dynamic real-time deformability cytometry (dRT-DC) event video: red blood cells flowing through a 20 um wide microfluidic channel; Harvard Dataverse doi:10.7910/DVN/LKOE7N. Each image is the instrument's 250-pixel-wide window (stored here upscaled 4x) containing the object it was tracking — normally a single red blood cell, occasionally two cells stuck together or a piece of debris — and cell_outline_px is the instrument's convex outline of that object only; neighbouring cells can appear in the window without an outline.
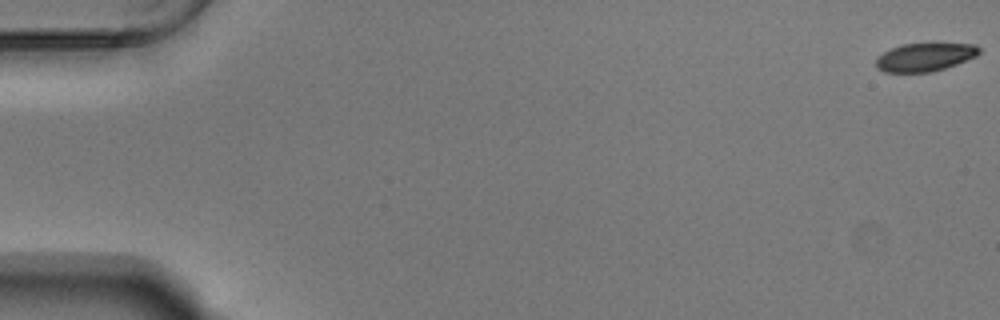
{"species": "Egyptian fruit bat (a non-hibernating species)", "species_latin": "Rousettus aegyptiacus", "temperature_condition": "warm", "stored_images_in_passage": 53, "camera_frame_rate_fps": 3000, "um_per_image_px": 0.085, "animal": {"sex": "male"}, "frame": {"image": 1, "passage_image": 1, "time_ms": 0.0, "image_size_px": [1000, 320], "cell_outline_px": [[980, 52], [976, 56], [956, 64], [932, 72], [884, 72], [876, 68], [876, 60], [884, 52], [892, 48], [904, 44], [932, 40], [936, 40], [976, 44], [980, 48]], "centroid_in_image_um": [78.68, 4.79], "position_along_channel_um": 6.3, "area_um2": 17.8}}
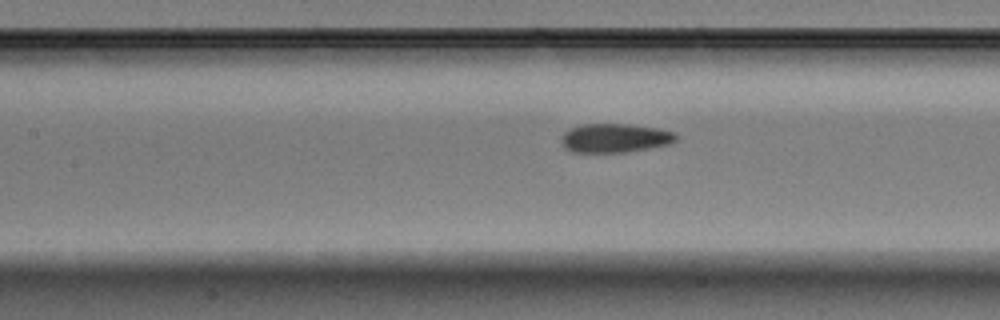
{"frame": {"image": 2, "passage_image": 26, "time_ms": 8.333, "image_size_px": [1000, 320], "cell_outline_px": [[676, 140], [668, 144], [648, 148], [624, 152], [572, 152], [564, 148], [560, 140], [564, 132], [572, 128], [584, 124], [628, 124], [656, 128], [676, 132]], "centroid_in_image_um": [52.24, 11.73], "position_along_channel_um": 155.2, "area_um2": 19.19}}
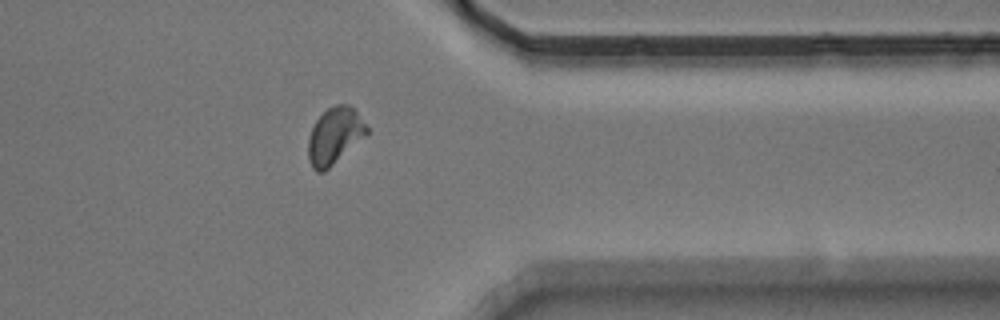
{"frame": {"image": 3, "passage_image": 45, "time_ms": 14.667, "image_size_px": [1000, 320], "cell_outline_px": [[368, 132], [324, 172], [316, 172], [312, 168], [308, 160], [308, 140], [312, 128], [316, 120], [328, 108], [336, 104], [348, 104], [356, 112], [368, 128]], "centroid_in_image_um": [28.4, 11.55], "position_along_channel_um": 383.0, "area_um2": 18.79}, "authors_computed_cell_mechanics": {"area_um2": 19.0162, "velocity_mm_per_s": 3.731, "shape_relaxation_time_tau1_ms": 5.4562, "shape_relaxation_time_tau2_ms": 1.4609, "deformation_change_tau1": 0.132, "deformation_change_tau2": 0.0585}}